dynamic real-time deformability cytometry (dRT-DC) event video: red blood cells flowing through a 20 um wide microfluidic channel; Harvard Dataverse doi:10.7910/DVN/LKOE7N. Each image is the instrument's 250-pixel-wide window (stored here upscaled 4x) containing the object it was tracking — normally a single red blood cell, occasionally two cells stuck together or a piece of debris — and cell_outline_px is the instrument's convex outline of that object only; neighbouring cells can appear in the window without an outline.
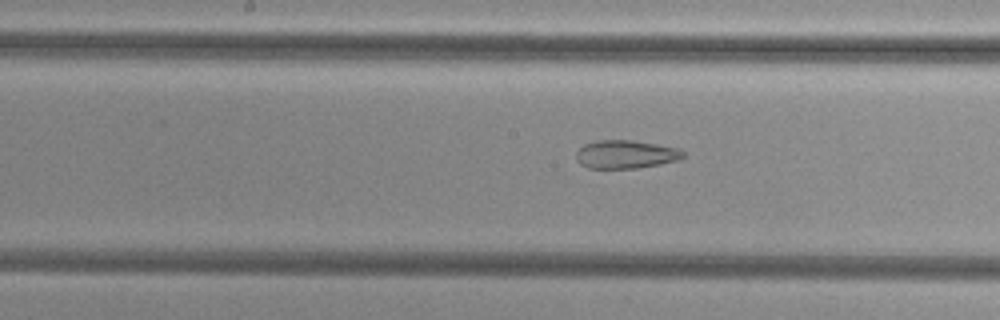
{"species": "common noctule bat (a hibernating species)", "species_latin": "Nyctalus noctula", "temperature_condition": "cold", "stored_images_in_passage": 38, "segment_of_instrument_passage": [2, 2], "camera_frame_rate_fps": 3000, "um_per_image_px": 0.085, "animal": {"sex": "female", "body_mass_g": 29.2, "forearm_length_mm": 56.3}, "frame": {"image": 1, "passage_image": 18, "time_ms": 5.667, "image_size_px": [1000, 320], "cell_outline_px": [[684, 156], [676, 160], [660, 164], [636, 168], [588, 168], [580, 164], [576, 160], [576, 152], [584, 144], [596, 140], [632, 140], [680, 148], [684, 152]], "centroid_in_image_um": [53.16, 13.11], "position_along_channel_um": 195.0, "area_um2": 17.63}}
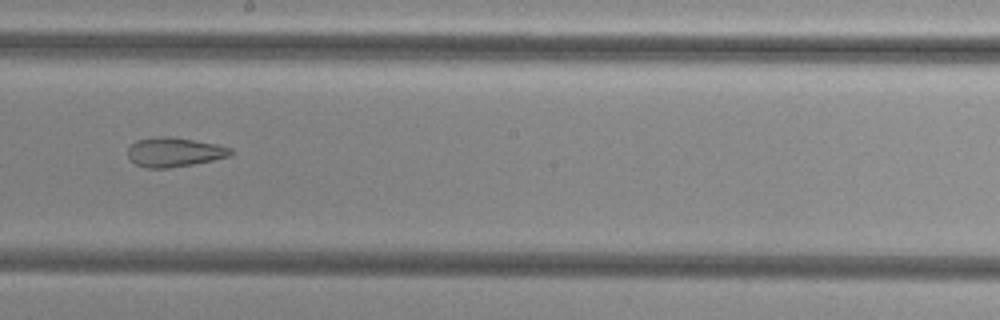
{"frame": {"image": 2, "passage_image": 21, "time_ms": 6.667, "image_size_px": [1000, 320], "cell_outline_px": [[232, 152], [228, 156], [212, 160], [192, 164], [168, 168], [144, 168], [136, 164], [128, 156], [128, 148], [136, 140], [156, 136], [172, 136], [216, 144], [232, 148]], "centroid_in_image_um": [14.78, 12.92], "position_along_channel_um": 233.4, "area_um2": 17.51}}
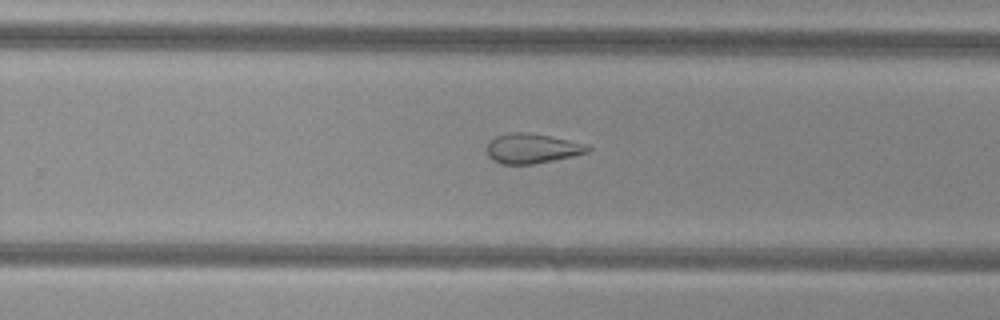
{"frame": {"image": 3, "passage_image": 25, "time_ms": 8.0, "image_size_px": [1000, 320], "cell_outline_px": [[592, 148], [588, 152], [572, 156], [532, 164], [500, 164], [492, 160], [488, 156], [488, 144], [496, 136], [512, 132], [528, 132], [588, 144]], "centroid_in_image_um": [45.23, 12.62], "position_along_channel_um": 284.6, "area_um2": 17.34}}